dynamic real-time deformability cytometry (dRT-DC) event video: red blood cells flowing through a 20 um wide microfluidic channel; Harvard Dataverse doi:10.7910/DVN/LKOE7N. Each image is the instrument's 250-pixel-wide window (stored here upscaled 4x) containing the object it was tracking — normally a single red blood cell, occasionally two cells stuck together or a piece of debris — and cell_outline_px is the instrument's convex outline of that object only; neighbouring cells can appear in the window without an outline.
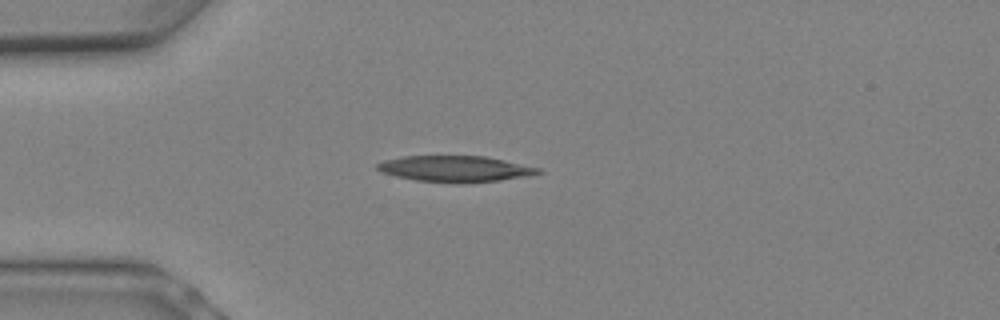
{"species": "Egyptian fruit bat (a non-hibernating species)", "species_latin": "Rousettus aegyptiacus", "temperature_condition": "warm", "stored_images_in_passage": 3, "camera_frame_rate_fps": 3000, "um_per_image_px": 0.085, "animal": {"sex": "female"}, "frame": {"image": 1, "passage_image": 1, "time_ms": 0.0, "image_size_px": [1000, 320], "cell_outline_px": [[544, 172], [528, 176], [500, 180], [460, 184], [416, 180], [396, 176], [380, 172], [376, 168], [376, 164], [384, 160], [404, 156], [484, 156], [504, 160], [540, 168]], "centroid_in_image_um": [38.69, 14.35], "position_along_channel_um": 46.3, "area_um2": 24.57}}
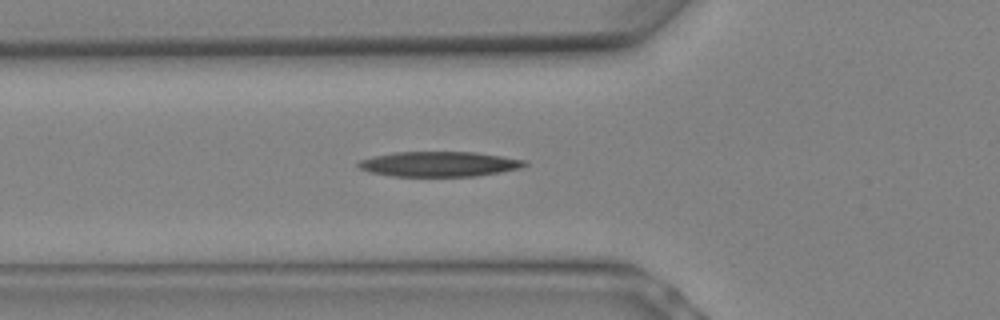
{"frame": {"image": 2, "passage_image": 3, "time_ms": 0.667, "image_size_px": [1000, 320], "cell_outline_px": [[528, 164], [520, 168], [500, 172], [476, 176], [392, 176], [372, 172], [360, 168], [356, 164], [360, 160], [372, 156], [392, 152], [476, 152], [528, 160]], "centroid_in_image_um": [37.35, 13.94], "position_along_channel_um": 88.5, "area_um2": 24.33}}